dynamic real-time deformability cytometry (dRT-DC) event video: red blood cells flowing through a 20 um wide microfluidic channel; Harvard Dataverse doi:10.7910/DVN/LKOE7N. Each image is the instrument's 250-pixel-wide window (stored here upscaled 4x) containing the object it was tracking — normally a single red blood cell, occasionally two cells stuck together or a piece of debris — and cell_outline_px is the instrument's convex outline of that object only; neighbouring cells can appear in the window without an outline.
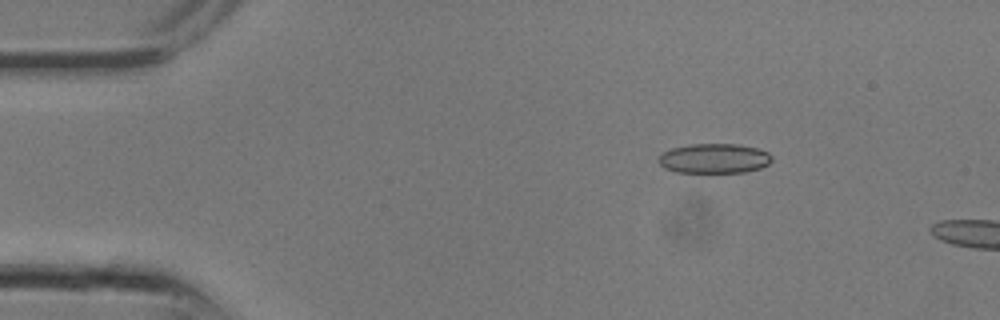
{"species": "common noctule bat (a hibernating species)", "species_latin": "Nyctalus noctula", "temperature_condition": "room temperature", "stored_images_in_passage": 4, "camera_frame_rate_fps": 3000, "um_per_image_px": 0.085, "animal": {"sex": "male", "body_mass_g": 13.3}, "frame": {"image": 1, "passage_image": 2, "time_ms": 0.333, "image_size_px": [1000, 320], "cell_outline_px": [[772, 160], [768, 164], [760, 168], [744, 172], [676, 172], [664, 168], [656, 160], [664, 152], [672, 148], [688, 144], [740, 144], [756, 148], [768, 152], [772, 156]], "centroid_in_image_um": [60.7, 13.46], "position_along_channel_um": 24.3, "area_um2": 19.65}}